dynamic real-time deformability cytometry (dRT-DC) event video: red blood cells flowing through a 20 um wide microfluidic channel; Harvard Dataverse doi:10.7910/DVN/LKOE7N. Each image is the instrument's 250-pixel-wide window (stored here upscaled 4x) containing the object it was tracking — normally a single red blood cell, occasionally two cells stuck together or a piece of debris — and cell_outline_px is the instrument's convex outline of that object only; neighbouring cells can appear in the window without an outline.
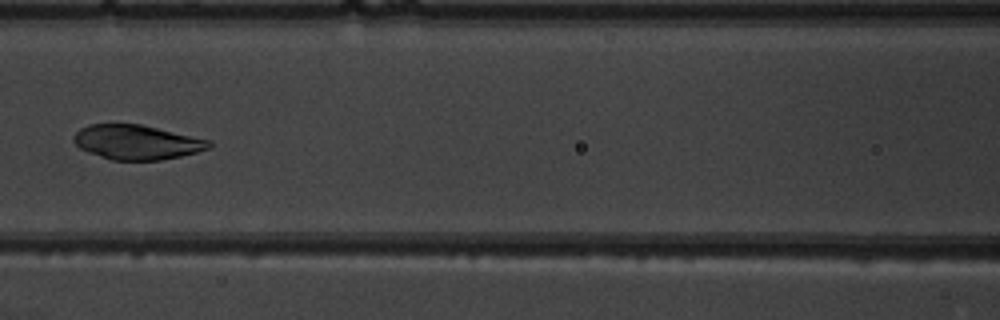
{"species": "common noctule bat (a hibernating species)", "species_latin": "Nyctalus noctula", "temperature_condition": "warm", "stored_images_in_passage": 7, "camera_frame_rate_fps": 3000, "um_per_image_px": 0.085, "animal": {"sex": "male", "body_mass_g": 19.5, "forearm_length_mm": 54.6}, "frame": {"image": 1, "passage_image": 7, "time_ms": 7.667, "image_size_px": [1000, 320], "cell_outline_px": [[212, 144], [208, 148], [196, 152], [180, 156], [160, 160], [112, 160], [88, 152], [80, 148], [72, 140], [72, 136], [80, 128], [88, 124], [140, 124], [212, 140]], "centroid_in_image_um": [11.61, 12.08], "position_along_channel_um": 155.0, "area_um2": 27.22}}